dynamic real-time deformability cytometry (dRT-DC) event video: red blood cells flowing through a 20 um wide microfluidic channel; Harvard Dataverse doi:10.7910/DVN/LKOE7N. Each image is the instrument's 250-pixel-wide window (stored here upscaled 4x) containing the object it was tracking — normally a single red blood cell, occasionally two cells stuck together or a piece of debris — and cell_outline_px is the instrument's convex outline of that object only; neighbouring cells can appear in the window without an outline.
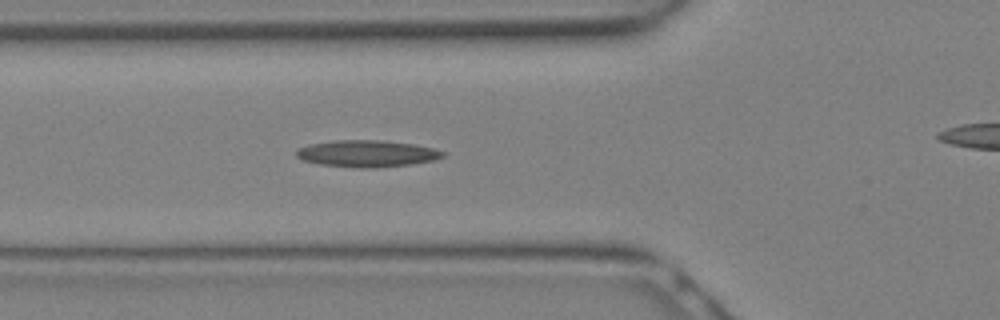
{"species": "Egyptian fruit bat (a non-hibernating species)", "species_latin": "Rousettus aegyptiacus", "temperature_condition": "warm", "stored_images_in_passage": 17, "camera_frame_rate_fps": 3000, "um_per_image_px": 0.085, "animal": {"sex": "female"}, "frame": {"image": 1, "passage_image": 10, "time_ms": 3.0, "image_size_px": [1000, 320], "cell_outline_px": [[444, 156], [432, 160], [408, 164], [368, 168], [360, 168], [320, 164], [304, 160], [296, 156], [296, 148], [308, 144], [336, 140], [380, 140], [412, 144], [436, 148], [444, 152]], "centroid_in_image_um": [31.15, 13.04], "position_along_channel_um": 94.7, "area_um2": 22.6}}
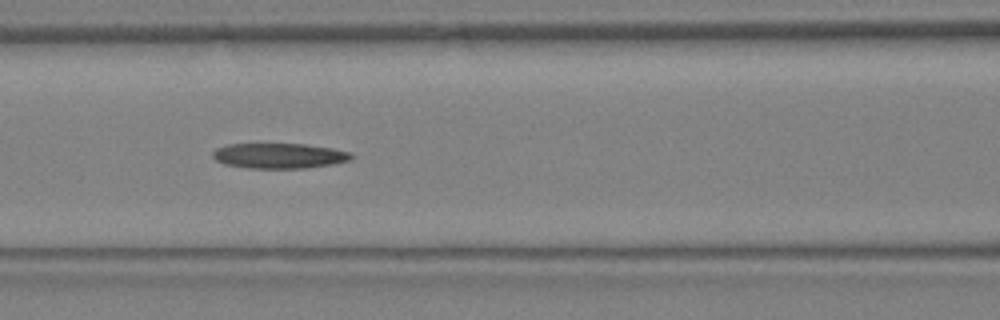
{"frame": {"image": 2, "passage_image": 12, "time_ms": 3.667, "image_size_px": [1000, 320], "cell_outline_px": [[356, 156], [352, 160], [332, 164], [304, 168], [248, 168], [224, 164], [216, 160], [212, 156], [212, 152], [216, 148], [228, 144], [304, 144], [332, 148], [352, 152]], "centroid_in_image_um": [23.77, 13.24], "position_along_channel_um": 142.8, "area_um2": 20.52}}
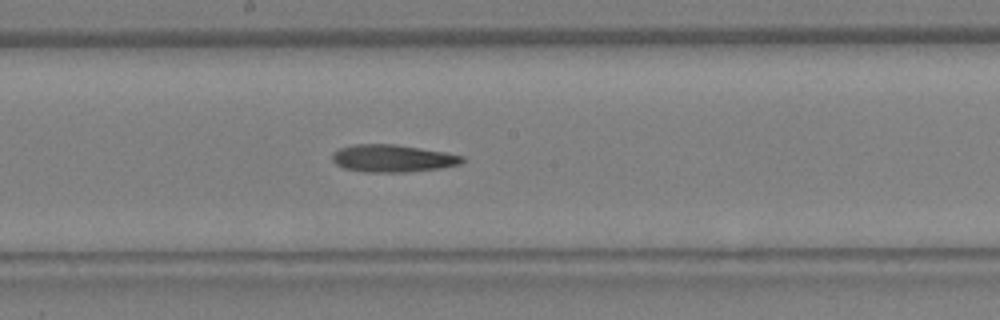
{"frame": {"image": 3, "passage_image": 15, "time_ms": 4.667, "image_size_px": [1000, 320], "cell_outline_px": [[464, 160], [460, 164], [440, 168], [404, 172], [364, 172], [344, 168], [336, 164], [332, 160], [332, 152], [340, 148], [352, 144], [396, 144], [444, 152], [464, 156]], "centroid_in_image_um": [33.34, 13.45], "position_along_channel_um": 214.9, "area_um2": 20.75}}